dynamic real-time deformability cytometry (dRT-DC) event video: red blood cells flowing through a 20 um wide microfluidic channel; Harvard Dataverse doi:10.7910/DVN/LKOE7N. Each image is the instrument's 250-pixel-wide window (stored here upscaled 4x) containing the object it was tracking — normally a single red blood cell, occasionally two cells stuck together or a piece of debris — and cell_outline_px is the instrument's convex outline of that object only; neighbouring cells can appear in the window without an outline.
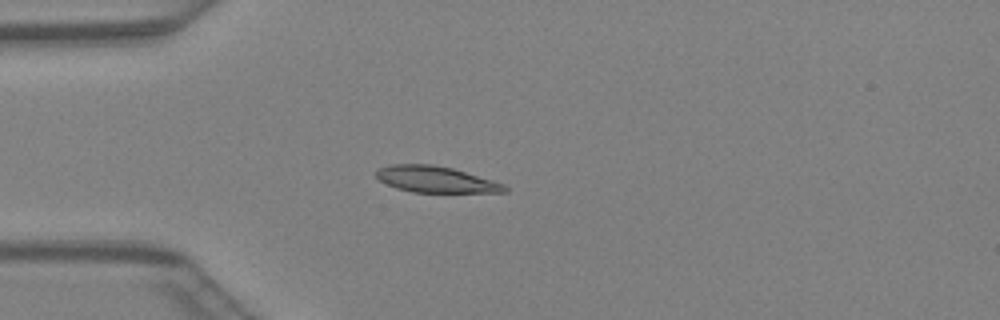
{"species": "Egyptian fruit bat (a non-hibernating species)", "species_latin": "Rousettus aegyptiacus", "temperature_condition": "warm", "stored_images_in_passage": 42, "camera_frame_rate_fps": 3000, "um_per_image_px": 0.085, "animal": {"sex": "female"}, "frame": {"image": 1, "passage_image": 11, "time_ms": 3.333, "image_size_px": [1000, 320], "cell_outline_px": [[508, 192], [412, 192], [396, 188], [380, 180], [376, 176], [376, 172], [380, 168], [388, 164], [432, 164], [452, 168], [492, 180], [504, 184], [508, 188]], "centroid_in_image_um": [37.03, 15.24], "position_along_channel_um": 48.0, "area_um2": 19.48}}
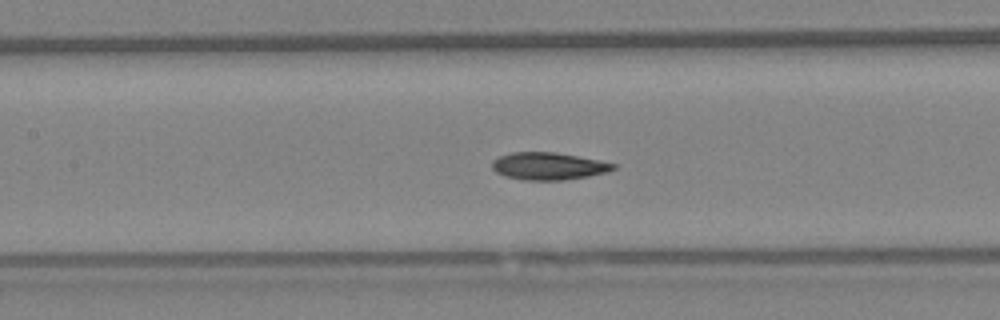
{"frame": {"image": 2, "passage_image": 19, "time_ms": 6.0, "image_size_px": [1000, 320], "cell_outline_px": [[616, 168], [608, 172], [588, 176], [564, 180], [524, 180], [504, 176], [496, 172], [492, 168], [492, 160], [500, 156], [512, 152], [556, 152], [616, 164]], "centroid_in_image_um": [46.59, 14.12], "position_along_channel_um": 160.8, "area_um2": 19.25}}
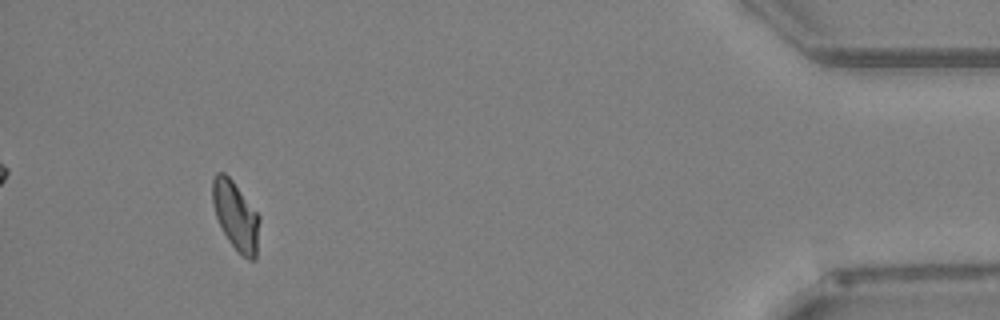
{"frame": {"image": 3, "passage_image": 39, "time_ms": 12.667, "image_size_px": [1000, 320], "cell_outline_px": [[260, 220], [256, 260], [248, 260], [228, 240], [216, 216], [212, 204], [212, 180], [216, 172], [224, 172], [232, 180], [260, 216]], "centroid_in_image_um": [20.04, 18.32], "position_along_channel_um": 415.2, "area_um2": 18.67}}